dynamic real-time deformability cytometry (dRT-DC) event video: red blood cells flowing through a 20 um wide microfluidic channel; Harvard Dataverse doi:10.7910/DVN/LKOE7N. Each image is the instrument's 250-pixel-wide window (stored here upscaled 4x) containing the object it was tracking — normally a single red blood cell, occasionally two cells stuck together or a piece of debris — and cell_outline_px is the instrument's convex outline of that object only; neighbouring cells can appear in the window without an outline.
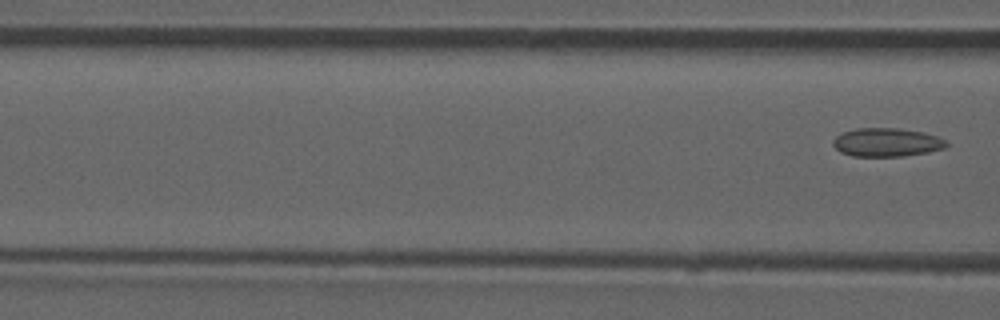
{"species": "common noctule bat (a hibernating species)", "species_latin": "Nyctalus noctula", "temperature_condition": "room temperature", "stored_images_in_passage": 3, "segment_of_instrument_passage": [2, 2], "camera_frame_rate_fps": 3000, "um_per_image_px": 0.085, "animal": {"sex": "male", "forearm_length_mm": 52.5}, "frame": {"image": 1, "passage_image": 3, "time_ms": 3.333, "image_size_px": [1000, 320], "cell_outline_px": [[948, 144], [944, 148], [928, 152], [904, 156], [852, 156], [840, 152], [832, 144], [832, 140], [840, 132], [856, 128], [900, 128], [924, 132], [936, 136], [944, 140]], "centroid_in_image_um": [75.33, 12.09], "position_along_channel_um": 91.3, "area_um2": 18.96}}